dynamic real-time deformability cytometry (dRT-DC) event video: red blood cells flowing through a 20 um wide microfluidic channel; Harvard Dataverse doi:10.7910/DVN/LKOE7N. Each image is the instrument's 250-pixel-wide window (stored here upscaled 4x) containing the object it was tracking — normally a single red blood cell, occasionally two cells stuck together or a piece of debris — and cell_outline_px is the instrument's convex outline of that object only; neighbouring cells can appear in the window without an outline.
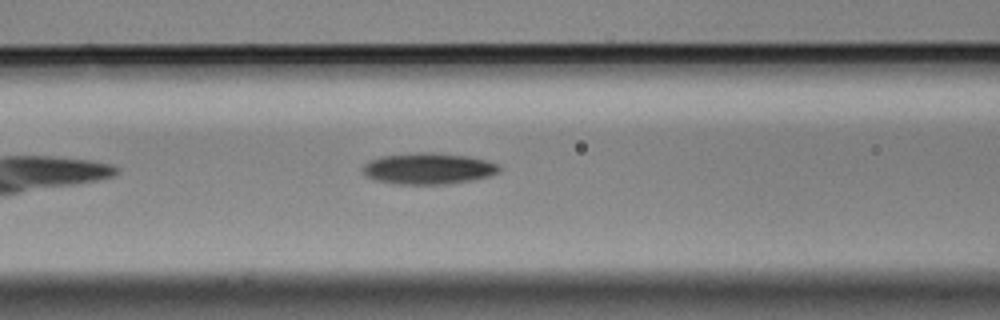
{"species": "Egyptian fruit bat (a non-hibernating species)", "species_latin": "Rousettus aegyptiacus", "temperature_condition": "cold", "stored_images_in_passage": 5, "camera_frame_rate_fps": 3000, "um_per_image_px": 0.085, "animal": {"sex": "male"}, "frame": {"image": 1, "passage_image": 5, "time_ms": 1.333, "image_size_px": [1000, 320], "cell_outline_px": [[500, 172], [492, 176], [472, 180], [448, 184], [392, 184], [376, 180], [364, 176], [364, 164], [368, 160], [380, 156], [416, 152], [432, 152], [468, 156], [500, 164]], "centroid_in_image_um": [36.41, 14.33], "position_along_channel_um": 130.2, "area_um2": 25.2}}